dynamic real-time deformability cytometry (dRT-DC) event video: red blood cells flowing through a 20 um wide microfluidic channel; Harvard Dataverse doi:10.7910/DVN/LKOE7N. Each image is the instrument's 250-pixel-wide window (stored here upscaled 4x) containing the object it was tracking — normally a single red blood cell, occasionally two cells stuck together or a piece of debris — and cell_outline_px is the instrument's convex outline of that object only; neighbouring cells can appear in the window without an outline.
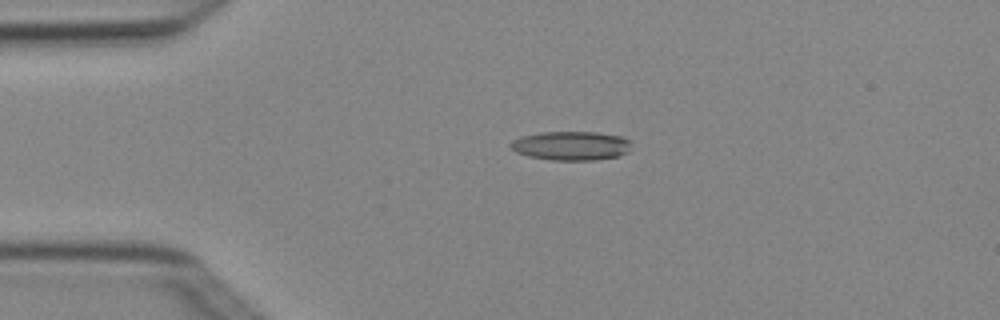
{"species": "Egyptian fruit bat (a non-hibernating species)", "species_latin": "Rousettus aegyptiacus", "temperature_condition": "cold", "stored_images_in_passage": 4, "camera_frame_rate_fps": 3000, "um_per_image_px": 0.085, "animal": {"sex": "female"}, "frame": {"image": 1, "passage_image": 3, "time_ms": 0.667, "image_size_px": [1000, 320], "cell_outline_px": [[628, 148], [620, 156], [596, 160], [552, 160], [528, 156], [516, 152], [512, 148], [512, 140], [520, 136], [540, 132], [596, 132], [620, 136], [628, 140]], "centroid_in_image_um": [48.5, 12.39], "position_along_channel_um": 36.5, "area_um2": 20.17}}